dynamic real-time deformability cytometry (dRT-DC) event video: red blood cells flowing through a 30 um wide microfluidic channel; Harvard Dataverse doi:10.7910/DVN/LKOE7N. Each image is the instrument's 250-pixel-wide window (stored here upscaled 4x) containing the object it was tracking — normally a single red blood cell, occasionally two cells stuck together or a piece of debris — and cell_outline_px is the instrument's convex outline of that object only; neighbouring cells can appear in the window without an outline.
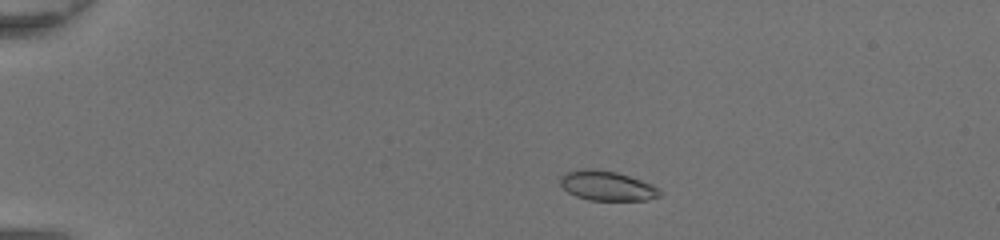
{"species": "common noctule bat (a hibernating species)", "species_latin": "Nyctalus noctula", "temperature_condition": "room temperature", "stored_images_in_passage": 43, "camera_frame_rate_fps": 3000, "um_per_image_px": 0.085, "animal": {"sex": "female", "body_mass_g": 20.0, "forearm_length_mm": 54.0}, "frame": {"image": 1, "passage_image": 6, "time_ms": 1.667, "image_size_px": [1000, 240], "cell_outline_px": [[660, 196], [648, 200], [588, 200], [576, 196], [568, 192], [560, 184], [560, 176], [564, 172], [580, 168], [592, 168], [616, 172], [652, 184], [660, 188]], "centroid_in_image_um": [51.56, 15.78], "position_along_channel_um": 33.4, "area_um2": 17.34}}
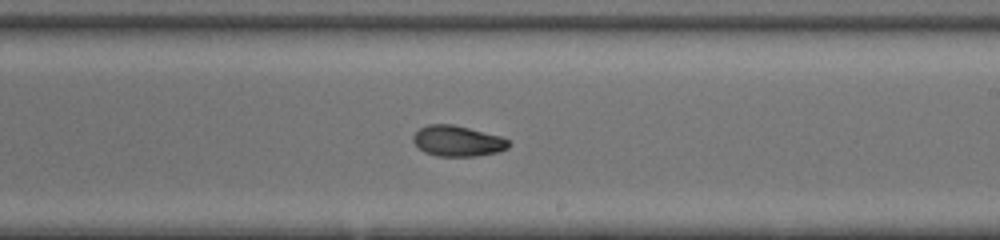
{"frame": {"image": 2, "passage_image": 26, "time_ms": 8.333, "image_size_px": [1000, 240], "cell_outline_px": [[512, 144], [508, 148], [496, 152], [476, 156], [436, 156], [424, 152], [412, 140], [412, 136], [420, 128], [428, 124], [452, 124], [500, 136], [508, 140]], "centroid_in_image_um": [38.89, 11.99], "position_along_channel_um": 250.1, "area_um2": 16.99}}
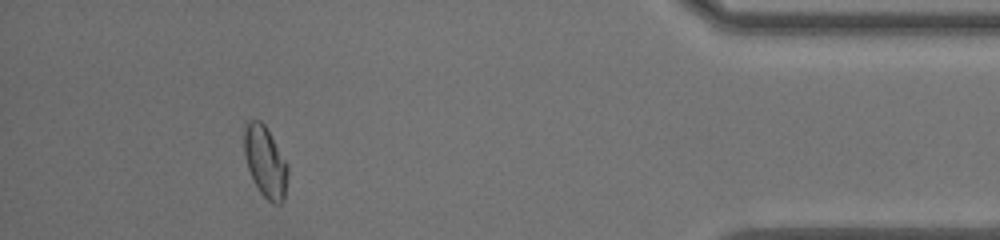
{"frame": {"image": 3, "passage_image": 40, "time_ms": 13.0, "image_size_px": [1000, 240], "cell_outline_px": [[288, 176], [284, 200], [280, 204], [272, 204], [260, 192], [248, 168], [244, 156], [244, 120], [260, 120], [264, 124], [288, 164]], "centroid_in_image_um": [22.55, 13.74], "position_along_channel_um": 412.7, "area_um2": 18.15}, "authors_computed_cell_mechanics": {"area_um2": 17.5134, "velocity_mm_per_s": 4.4436, "shape_relaxation_time_tau1_ms": 3.183, "shape_relaxation_time_tau2_ms": 1.0949, "deformation_change_tau1": 0.1104, "deformation_change_tau2": 0.0421}}